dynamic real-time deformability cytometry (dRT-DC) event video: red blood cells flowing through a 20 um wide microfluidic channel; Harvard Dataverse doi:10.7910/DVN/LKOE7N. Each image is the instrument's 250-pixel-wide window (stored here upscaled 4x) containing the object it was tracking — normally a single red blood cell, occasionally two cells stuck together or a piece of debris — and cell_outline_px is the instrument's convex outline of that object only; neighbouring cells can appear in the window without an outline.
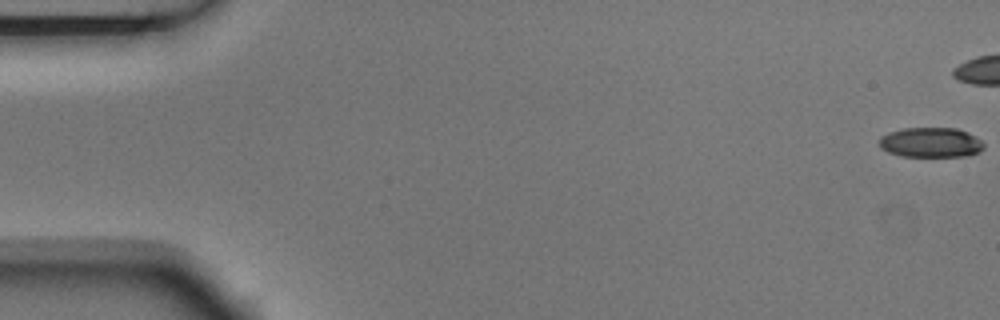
{"species": "Egyptian fruit bat (a non-hibernating species)", "species_latin": "Rousettus aegyptiacus", "temperature_condition": "room temperature", "stored_images_in_passage": 10, "camera_frame_rate_fps": 3000, "um_per_image_px": 0.085, "animal": {"sex": "male"}, "frame": {"image": 1, "passage_image": 1, "time_ms": 0.0, "image_size_px": [1000, 320], "cell_outline_px": [[984, 148], [980, 152], [968, 156], [900, 156], [888, 152], [880, 148], [880, 136], [888, 132], [904, 128], [956, 128], [968, 132], [976, 136], [984, 144]], "centroid_in_image_um": [79.13, 12.11], "position_along_channel_um": 5.9, "area_um2": 18.38}}
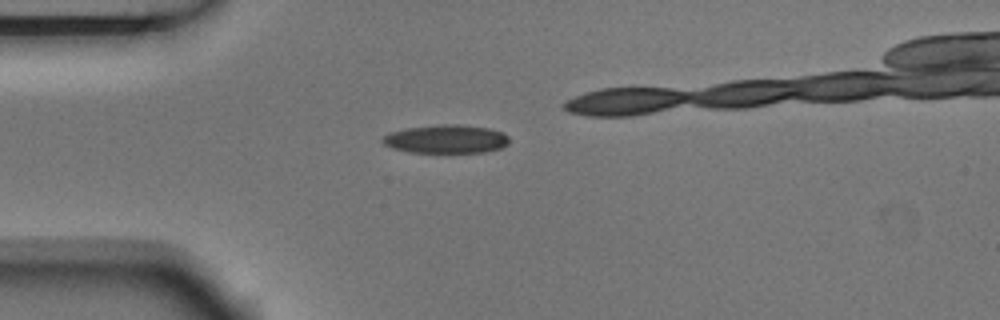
{"frame": {"image": 2, "passage_image": 4, "time_ms": 1.0, "image_size_px": [1000, 320], "cell_outline_px": [[508, 144], [500, 148], [484, 152], [408, 152], [392, 148], [384, 144], [380, 140], [388, 132], [408, 128], [440, 124], [460, 124], [488, 128], [504, 132], [508, 136]], "centroid_in_image_um": [37.91, 11.81], "position_along_channel_um": 47.1, "area_um2": 21.04}}
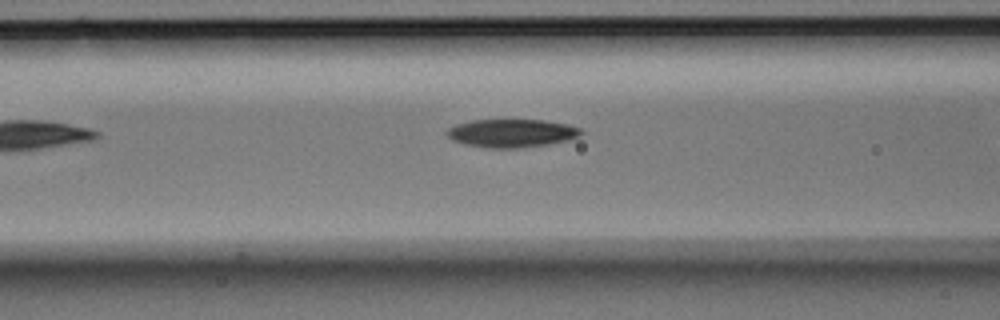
{"frame": {"image": 3, "passage_image": 9, "time_ms": 2.667, "image_size_px": [1000, 320], "cell_outline_px": [[584, 132], [580, 136], [568, 140], [548, 144], [520, 148], [484, 148], [464, 144], [452, 140], [444, 132], [448, 128], [456, 124], [468, 120], [544, 120], [568, 124], [580, 128]], "centroid_in_image_um": [43.47, 11.32], "position_along_channel_um": 123.1, "area_um2": 22.31}}